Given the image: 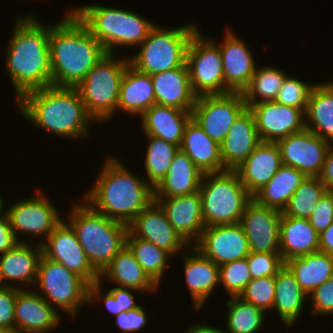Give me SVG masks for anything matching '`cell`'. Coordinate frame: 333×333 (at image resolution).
<instances>
[{
  "instance_id": "6da1fadb",
  "label": "cell",
  "mask_w": 333,
  "mask_h": 333,
  "mask_svg": "<svg viewBox=\"0 0 333 333\" xmlns=\"http://www.w3.org/2000/svg\"><path fill=\"white\" fill-rule=\"evenodd\" d=\"M6 49V68L17 101L25 94L52 85L49 35L51 26H43L33 14L16 19Z\"/></svg>"
},
{
  "instance_id": "7a4b0ae2",
  "label": "cell",
  "mask_w": 333,
  "mask_h": 333,
  "mask_svg": "<svg viewBox=\"0 0 333 333\" xmlns=\"http://www.w3.org/2000/svg\"><path fill=\"white\" fill-rule=\"evenodd\" d=\"M103 170L83 201L111 220L129 225L155 201V189L107 154ZM112 157V158H111Z\"/></svg>"
},
{
  "instance_id": "3957f363",
  "label": "cell",
  "mask_w": 333,
  "mask_h": 333,
  "mask_svg": "<svg viewBox=\"0 0 333 333\" xmlns=\"http://www.w3.org/2000/svg\"><path fill=\"white\" fill-rule=\"evenodd\" d=\"M52 85L76 87L107 54L102 44L70 10L51 26L49 35Z\"/></svg>"
},
{
  "instance_id": "277c9868",
  "label": "cell",
  "mask_w": 333,
  "mask_h": 333,
  "mask_svg": "<svg viewBox=\"0 0 333 333\" xmlns=\"http://www.w3.org/2000/svg\"><path fill=\"white\" fill-rule=\"evenodd\" d=\"M19 111L36 126L64 138H85L90 120L85 105L74 87L48 86L25 94Z\"/></svg>"
},
{
  "instance_id": "5b68a950",
  "label": "cell",
  "mask_w": 333,
  "mask_h": 333,
  "mask_svg": "<svg viewBox=\"0 0 333 333\" xmlns=\"http://www.w3.org/2000/svg\"><path fill=\"white\" fill-rule=\"evenodd\" d=\"M70 213L66 222L92 267L101 274L126 245L128 226L94 211L86 202L74 204Z\"/></svg>"
},
{
  "instance_id": "8992f818",
  "label": "cell",
  "mask_w": 333,
  "mask_h": 333,
  "mask_svg": "<svg viewBox=\"0 0 333 333\" xmlns=\"http://www.w3.org/2000/svg\"><path fill=\"white\" fill-rule=\"evenodd\" d=\"M71 11L102 44L105 51L112 54L117 45H141L156 25L134 12L107 6L86 5L71 8Z\"/></svg>"
},
{
  "instance_id": "52a82bcc",
  "label": "cell",
  "mask_w": 333,
  "mask_h": 333,
  "mask_svg": "<svg viewBox=\"0 0 333 333\" xmlns=\"http://www.w3.org/2000/svg\"><path fill=\"white\" fill-rule=\"evenodd\" d=\"M199 193L205 226L240 223L253 199L234 170L204 174Z\"/></svg>"
},
{
  "instance_id": "ba28073f",
  "label": "cell",
  "mask_w": 333,
  "mask_h": 333,
  "mask_svg": "<svg viewBox=\"0 0 333 333\" xmlns=\"http://www.w3.org/2000/svg\"><path fill=\"white\" fill-rule=\"evenodd\" d=\"M114 56L107 53L75 87L94 122L111 119L118 108L120 84L129 59Z\"/></svg>"
},
{
  "instance_id": "9c48e42d",
  "label": "cell",
  "mask_w": 333,
  "mask_h": 333,
  "mask_svg": "<svg viewBox=\"0 0 333 333\" xmlns=\"http://www.w3.org/2000/svg\"><path fill=\"white\" fill-rule=\"evenodd\" d=\"M197 30L196 24L169 30L155 25L129 64L149 75L182 67L186 64L190 39Z\"/></svg>"
},
{
  "instance_id": "30bf717a",
  "label": "cell",
  "mask_w": 333,
  "mask_h": 333,
  "mask_svg": "<svg viewBox=\"0 0 333 333\" xmlns=\"http://www.w3.org/2000/svg\"><path fill=\"white\" fill-rule=\"evenodd\" d=\"M36 288L51 306L52 303L74 317L82 304L89 303V284L64 265L43 254L38 264ZM38 285V287H37ZM44 292V295H42ZM78 308V309H77Z\"/></svg>"
},
{
  "instance_id": "8fae6325",
  "label": "cell",
  "mask_w": 333,
  "mask_h": 333,
  "mask_svg": "<svg viewBox=\"0 0 333 333\" xmlns=\"http://www.w3.org/2000/svg\"><path fill=\"white\" fill-rule=\"evenodd\" d=\"M186 64L196 97L225 94L223 63L219 45L204 38L199 29L190 39Z\"/></svg>"
},
{
  "instance_id": "7c38bea8",
  "label": "cell",
  "mask_w": 333,
  "mask_h": 333,
  "mask_svg": "<svg viewBox=\"0 0 333 333\" xmlns=\"http://www.w3.org/2000/svg\"><path fill=\"white\" fill-rule=\"evenodd\" d=\"M42 254L73 271L89 284V303L101 299L100 274L92 267L72 227L62 221L53 232L40 242Z\"/></svg>"
},
{
  "instance_id": "4fadbf2b",
  "label": "cell",
  "mask_w": 333,
  "mask_h": 333,
  "mask_svg": "<svg viewBox=\"0 0 333 333\" xmlns=\"http://www.w3.org/2000/svg\"><path fill=\"white\" fill-rule=\"evenodd\" d=\"M246 108L242 93L200 96L192 109V119L220 145L233 122Z\"/></svg>"
},
{
  "instance_id": "5bb4252c",
  "label": "cell",
  "mask_w": 333,
  "mask_h": 333,
  "mask_svg": "<svg viewBox=\"0 0 333 333\" xmlns=\"http://www.w3.org/2000/svg\"><path fill=\"white\" fill-rule=\"evenodd\" d=\"M276 143L280 148L282 164L301 171L306 177L319 176L326 153L333 146L307 128Z\"/></svg>"
},
{
  "instance_id": "9a60e30c",
  "label": "cell",
  "mask_w": 333,
  "mask_h": 333,
  "mask_svg": "<svg viewBox=\"0 0 333 333\" xmlns=\"http://www.w3.org/2000/svg\"><path fill=\"white\" fill-rule=\"evenodd\" d=\"M36 197L17 201L6 210L15 237L19 233L47 237L64 220L55 205L37 189ZM19 232V233H18Z\"/></svg>"
},
{
  "instance_id": "2e32d148",
  "label": "cell",
  "mask_w": 333,
  "mask_h": 333,
  "mask_svg": "<svg viewBox=\"0 0 333 333\" xmlns=\"http://www.w3.org/2000/svg\"><path fill=\"white\" fill-rule=\"evenodd\" d=\"M192 246L218 266L246 258L251 252L240 223L206 226Z\"/></svg>"
},
{
  "instance_id": "e0dca14e",
  "label": "cell",
  "mask_w": 333,
  "mask_h": 333,
  "mask_svg": "<svg viewBox=\"0 0 333 333\" xmlns=\"http://www.w3.org/2000/svg\"><path fill=\"white\" fill-rule=\"evenodd\" d=\"M281 215V211L260 205L254 199L246 205L240 225L251 252L280 253Z\"/></svg>"
},
{
  "instance_id": "ac0fdd59",
  "label": "cell",
  "mask_w": 333,
  "mask_h": 333,
  "mask_svg": "<svg viewBox=\"0 0 333 333\" xmlns=\"http://www.w3.org/2000/svg\"><path fill=\"white\" fill-rule=\"evenodd\" d=\"M253 112L258 135L263 142H277L306 128L305 112L275 101L247 104Z\"/></svg>"
},
{
  "instance_id": "d6986e66",
  "label": "cell",
  "mask_w": 333,
  "mask_h": 333,
  "mask_svg": "<svg viewBox=\"0 0 333 333\" xmlns=\"http://www.w3.org/2000/svg\"><path fill=\"white\" fill-rule=\"evenodd\" d=\"M175 231L192 247L206 227L199 191L179 197H155ZM191 242V243H189Z\"/></svg>"
},
{
  "instance_id": "ffe728a7",
  "label": "cell",
  "mask_w": 333,
  "mask_h": 333,
  "mask_svg": "<svg viewBox=\"0 0 333 333\" xmlns=\"http://www.w3.org/2000/svg\"><path fill=\"white\" fill-rule=\"evenodd\" d=\"M128 231L137 238L154 243L171 255L189 246L175 231L155 201L134 218L128 225Z\"/></svg>"
},
{
  "instance_id": "44dd1931",
  "label": "cell",
  "mask_w": 333,
  "mask_h": 333,
  "mask_svg": "<svg viewBox=\"0 0 333 333\" xmlns=\"http://www.w3.org/2000/svg\"><path fill=\"white\" fill-rule=\"evenodd\" d=\"M223 43L219 45L223 63L225 94L230 92L242 93L248 86L256 64L251 51L242 39L238 38L230 28L225 32Z\"/></svg>"
},
{
  "instance_id": "7402d4cb",
  "label": "cell",
  "mask_w": 333,
  "mask_h": 333,
  "mask_svg": "<svg viewBox=\"0 0 333 333\" xmlns=\"http://www.w3.org/2000/svg\"><path fill=\"white\" fill-rule=\"evenodd\" d=\"M57 308H53L39 292L20 289L15 299V332L47 333L59 325Z\"/></svg>"
},
{
  "instance_id": "603a6c76",
  "label": "cell",
  "mask_w": 333,
  "mask_h": 333,
  "mask_svg": "<svg viewBox=\"0 0 333 333\" xmlns=\"http://www.w3.org/2000/svg\"><path fill=\"white\" fill-rule=\"evenodd\" d=\"M253 112L247 107L233 122L220 144V155L226 170H235L261 143Z\"/></svg>"
},
{
  "instance_id": "cb8c5ba5",
  "label": "cell",
  "mask_w": 333,
  "mask_h": 333,
  "mask_svg": "<svg viewBox=\"0 0 333 333\" xmlns=\"http://www.w3.org/2000/svg\"><path fill=\"white\" fill-rule=\"evenodd\" d=\"M282 165L276 142H261L234 171L253 197L275 175Z\"/></svg>"
},
{
  "instance_id": "d4e9b609",
  "label": "cell",
  "mask_w": 333,
  "mask_h": 333,
  "mask_svg": "<svg viewBox=\"0 0 333 333\" xmlns=\"http://www.w3.org/2000/svg\"><path fill=\"white\" fill-rule=\"evenodd\" d=\"M150 76L156 104L192 111L197 97L191 88L187 64Z\"/></svg>"
},
{
  "instance_id": "484cf974",
  "label": "cell",
  "mask_w": 333,
  "mask_h": 333,
  "mask_svg": "<svg viewBox=\"0 0 333 333\" xmlns=\"http://www.w3.org/2000/svg\"><path fill=\"white\" fill-rule=\"evenodd\" d=\"M141 118L145 135L163 139L180 148L185 127L192 118V111L154 104Z\"/></svg>"
},
{
  "instance_id": "4316f807",
  "label": "cell",
  "mask_w": 333,
  "mask_h": 333,
  "mask_svg": "<svg viewBox=\"0 0 333 333\" xmlns=\"http://www.w3.org/2000/svg\"><path fill=\"white\" fill-rule=\"evenodd\" d=\"M37 245L35 247L28 242H18L9 251L0 255V279L4 286H13L9 284L11 281L35 286L38 264L42 255V246L40 243ZM5 280L9 281L7 285Z\"/></svg>"
},
{
  "instance_id": "83f0119b",
  "label": "cell",
  "mask_w": 333,
  "mask_h": 333,
  "mask_svg": "<svg viewBox=\"0 0 333 333\" xmlns=\"http://www.w3.org/2000/svg\"><path fill=\"white\" fill-rule=\"evenodd\" d=\"M180 150L203 174L226 171L220 155V145L211 139L192 118L187 123Z\"/></svg>"
},
{
  "instance_id": "f1b7e54d",
  "label": "cell",
  "mask_w": 333,
  "mask_h": 333,
  "mask_svg": "<svg viewBox=\"0 0 333 333\" xmlns=\"http://www.w3.org/2000/svg\"><path fill=\"white\" fill-rule=\"evenodd\" d=\"M280 255L283 261L319 251V234L308 219L281 215Z\"/></svg>"
},
{
  "instance_id": "f546056e",
  "label": "cell",
  "mask_w": 333,
  "mask_h": 333,
  "mask_svg": "<svg viewBox=\"0 0 333 333\" xmlns=\"http://www.w3.org/2000/svg\"><path fill=\"white\" fill-rule=\"evenodd\" d=\"M193 255H183L185 282L197 310L202 308L219 282V266L196 248Z\"/></svg>"
},
{
  "instance_id": "4dcf8cb0",
  "label": "cell",
  "mask_w": 333,
  "mask_h": 333,
  "mask_svg": "<svg viewBox=\"0 0 333 333\" xmlns=\"http://www.w3.org/2000/svg\"><path fill=\"white\" fill-rule=\"evenodd\" d=\"M203 173L180 149L165 178L155 188V197H179L198 192Z\"/></svg>"
},
{
  "instance_id": "1f68e13d",
  "label": "cell",
  "mask_w": 333,
  "mask_h": 333,
  "mask_svg": "<svg viewBox=\"0 0 333 333\" xmlns=\"http://www.w3.org/2000/svg\"><path fill=\"white\" fill-rule=\"evenodd\" d=\"M154 104L156 97L151 76L128 64L120 84L117 109L141 116Z\"/></svg>"
},
{
  "instance_id": "d6a6232c",
  "label": "cell",
  "mask_w": 333,
  "mask_h": 333,
  "mask_svg": "<svg viewBox=\"0 0 333 333\" xmlns=\"http://www.w3.org/2000/svg\"><path fill=\"white\" fill-rule=\"evenodd\" d=\"M104 277L119 287L132 288L140 292L156 291L159 287L144 271L126 245L101 272L100 280L102 281Z\"/></svg>"
},
{
  "instance_id": "836d02e7",
  "label": "cell",
  "mask_w": 333,
  "mask_h": 333,
  "mask_svg": "<svg viewBox=\"0 0 333 333\" xmlns=\"http://www.w3.org/2000/svg\"><path fill=\"white\" fill-rule=\"evenodd\" d=\"M305 117L307 129L333 144V82L314 84Z\"/></svg>"
},
{
  "instance_id": "e575fe53",
  "label": "cell",
  "mask_w": 333,
  "mask_h": 333,
  "mask_svg": "<svg viewBox=\"0 0 333 333\" xmlns=\"http://www.w3.org/2000/svg\"><path fill=\"white\" fill-rule=\"evenodd\" d=\"M297 283L309 296L317 287L333 276V255L315 252L285 261Z\"/></svg>"
},
{
  "instance_id": "d590c367",
  "label": "cell",
  "mask_w": 333,
  "mask_h": 333,
  "mask_svg": "<svg viewBox=\"0 0 333 333\" xmlns=\"http://www.w3.org/2000/svg\"><path fill=\"white\" fill-rule=\"evenodd\" d=\"M275 283V298L272 309H276L281 321L287 327L292 326L302 313L308 295L285 265L275 275Z\"/></svg>"
},
{
  "instance_id": "8d00e7d4",
  "label": "cell",
  "mask_w": 333,
  "mask_h": 333,
  "mask_svg": "<svg viewBox=\"0 0 333 333\" xmlns=\"http://www.w3.org/2000/svg\"><path fill=\"white\" fill-rule=\"evenodd\" d=\"M307 177L299 170L282 164L270 181L254 196L260 205L283 211L289 199Z\"/></svg>"
},
{
  "instance_id": "74e56055",
  "label": "cell",
  "mask_w": 333,
  "mask_h": 333,
  "mask_svg": "<svg viewBox=\"0 0 333 333\" xmlns=\"http://www.w3.org/2000/svg\"><path fill=\"white\" fill-rule=\"evenodd\" d=\"M126 246L148 276L159 285L168 266V258L172 257L171 254L150 241L133 236L129 231Z\"/></svg>"
},
{
  "instance_id": "f35d334b",
  "label": "cell",
  "mask_w": 333,
  "mask_h": 333,
  "mask_svg": "<svg viewBox=\"0 0 333 333\" xmlns=\"http://www.w3.org/2000/svg\"><path fill=\"white\" fill-rule=\"evenodd\" d=\"M148 147L144 161L148 183L155 189L168 173L169 166L179 147L163 139L146 135Z\"/></svg>"
},
{
  "instance_id": "ab89813d",
  "label": "cell",
  "mask_w": 333,
  "mask_h": 333,
  "mask_svg": "<svg viewBox=\"0 0 333 333\" xmlns=\"http://www.w3.org/2000/svg\"><path fill=\"white\" fill-rule=\"evenodd\" d=\"M286 76L282 70L274 67L256 68L248 86L242 92L246 104L274 101Z\"/></svg>"
},
{
  "instance_id": "60d3db41",
  "label": "cell",
  "mask_w": 333,
  "mask_h": 333,
  "mask_svg": "<svg viewBox=\"0 0 333 333\" xmlns=\"http://www.w3.org/2000/svg\"><path fill=\"white\" fill-rule=\"evenodd\" d=\"M226 302V325L230 333H258L264 323V311L239 296H231Z\"/></svg>"
},
{
  "instance_id": "b9f144b4",
  "label": "cell",
  "mask_w": 333,
  "mask_h": 333,
  "mask_svg": "<svg viewBox=\"0 0 333 333\" xmlns=\"http://www.w3.org/2000/svg\"><path fill=\"white\" fill-rule=\"evenodd\" d=\"M325 192L326 187L318 177H307L291 196L282 214L309 219Z\"/></svg>"
},
{
  "instance_id": "7bdbcfd3",
  "label": "cell",
  "mask_w": 333,
  "mask_h": 333,
  "mask_svg": "<svg viewBox=\"0 0 333 333\" xmlns=\"http://www.w3.org/2000/svg\"><path fill=\"white\" fill-rule=\"evenodd\" d=\"M252 280L247 257L219 266V283L230 296H239Z\"/></svg>"
},
{
  "instance_id": "ee69618b",
  "label": "cell",
  "mask_w": 333,
  "mask_h": 333,
  "mask_svg": "<svg viewBox=\"0 0 333 333\" xmlns=\"http://www.w3.org/2000/svg\"><path fill=\"white\" fill-rule=\"evenodd\" d=\"M275 284V276L252 279L239 297L265 312L273 307Z\"/></svg>"
},
{
  "instance_id": "f6af8a7d",
  "label": "cell",
  "mask_w": 333,
  "mask_h": 333,
  "mask_svg": "<svg viewBox=\"0 0 333 333\" xmlns=\"http://www.w3.org/2000/svg\"><path fill=\"white\" fill-rule=\"evenodd\" d=\"M313 86L314 84L304 83L297 78L287 75L274 101L282 105L301 109L305 112Z\"/></svg>"
},
{
  "instance_id": "bcb514c9",
  "label": "cell",
  "mask_w": 333,
  "mask_h": 333,
  "mask_svg": "<svg viewBox=\"0 0 333 333\" xmlns=\"http://www.w3.org/2000/svg\"><path fill=\"white\" fill-rule=\"evenodd\" d=\"M247 260L252 279L275 276L285 265L280 253L250 252Z\"/></svg>"
},
{
  "instance_id": "7dc6e473",
  "label": "cell",
  "mask_w": 333,
  "mask_h": 333,
  "mask_svg": "<svg viewBox=\"0 0 333 333\" xmlns=\"http://www.w3.org/2000/svg\"><path fill=\"white\" fill-rule=\"evenodd\" d=\"M20 289L15 284L0 289V328L15 331V299Z\"/></svg>"
},
{
  "instance_id": "c3c4849f",
  "label": "cell",
  "mask_w": 333,
  "mask_h": 333,
  "mask_svg": "<svg viewBox=\"0 0 333 333\" xmlns=\"http://www.w3.org/2000/svg\"><path fill=\"white\" fill-rule=\"evenodd\" d=\"M310 295L313 308L311 314H333V276L317 287Z\"/></svg>"
},
{
  "instance_id": "681fc988",
  "label": "cell",
  "mask_w": 333,
  "mask_h": 333,
  "mask_svg": "<svg viewBox=\"0 0 333 333\" xmlns=\"http://www.w3.org/2000/svg\"><path fill=\"white\" fill-rule=\"evenodd\" d=\"M308 221L318 234L325 231L333 223V200L327 192L319 200Z\"/></svg>"
},
{
  "instance_id": "f907efd6",
  "label": "cell",
  "mask_w": 333,
  "mask_h": 333,
  "mask_svg": "<svg viewBox=\"0 0 333 333\" xmlns=\"http://www.w3.org/2000/svg\"><path fill=\"white\" fill-rule=\"evenodd\" d=\"M116 326L123 332L131 333L141 330L147 323V315L142 306L136 307L128 312H121L115 316Z\"/></svg>"
},
{
  "instance_id": "816d5d0a",
  "label": "cell",
  "mask_w": 333,
  "mask_h": 333,
  "mask_svg": "<svg viewBox=\"0 0 333 333\" xmlns=\"http://www.w3.org/2000/svg\"><path fill=\"white\" fill-rule=\"evenodd\" d=\"M15 237L13 233L7 214L0 218V255L9 251L13 248L18 242H25Z\"/></svg>"
},
{
  "instance_id": "f5cc1de1",
  "label": "cell",
  "mask_w": 333,
  "mask_h": 333,
  "mask_svg": "<svg viewBox=\"0 0 333 333\" xmlns=\"http://www.w3.org/2000/svg\"><path fill=\"white\" fill-rule=\"evenodd\" d=\"M132 291L138 290L119 286L109 290V292L114 296L115 300L118 301L119 311L128 312L129 310L140 306L135 304V298L132 294Z\"/></svg>"
},
{
  "instance_id": "db71d44e",
  "label": "cell",
  "mask_w": 333,
  "mask_h": 333,
  "mask_svg": "<svg viewBox=\"0 0 333 333\" xmlns=\"http://www.w3.org/2000/svg\"><path fill=\"white\" fill-rule=\"evenodd\" d=\"M325 187L333 185V147L331 146L326 153L322 170L318 176Z\"/></svg>"
},
{
  "instance_id": "11a10c76",
  "label": "cell",
  "mask_w": 333,
  "mask_h": 333,
  "mask_svg": "<svg viewBox=\"0 0 333 333\" xmlns=\"http://www.w3.org/2000/svg\"><path fill=\"white\" fill-rule=\"evenodd\" d=\"M319 251L333 255V223L319 234Z\"/></svg>"
},
{
  "instance_id": "9f6ffc18",
  "label": "cell",
  "mask_w": 333,
  "mask_h": 333,
  "mask_svg": "<svg viewBox=\"0 0 333 333\" xmlns=\"http://www.w3.org/2000/svg\"><path fill=\"white\" fill-rule=\"evenodd\" d=\"M103 298L106 309L114 316H118L122 312L119 311L118 301L115 300L114 296L109 291L103 295Z\"/></svg>"
},
{
  "instance_id": "6f0895ef",
  "label": "cell",
  "mask_w": 333,
  "mask_h": 333,
  "mask_svg": "<svg viewBox=\"0 0 333 333\" xmlns=\"http://www.w3.org/2000/svg\"><path fill=\"white\" fill-rule=\"evenodd\" d=\"M186 333H226L224 330H221L220 328H216L213 326H208L203 324H196L193 325L186 331Z\"/></svg>"
},
{
  "instance_id": "680465c9",
  "label": "cell",
  "mask_w": 333,
  "mask_h": 333,
  "mask_svg": "<svg viewBox=\"0 0 333 333\" xmlns=\"http://www.w3.org/2000/svg\"><path fill=\"white\" fill-rule=\"evenodd\" d=\"M3 197H1L0 195V218H2L5 214H6V210H4V212H2L3 210Z\"/></svg>"
},
{
  "instance_id": "91938a15",
  "label": "cell",
  "mask_w": 333,
  "mask_h": 333,
  "mask_svg": "<svg viewBox=\"0 0 333 333\" xmlns=\"http://www.w3.org/2000/svg\"><path fill=\"white\" fill-rule=\"evenodd\" d=\"M326 192L330 195L331 199L333 200V185L326 187Z\"/></svg>"
},
{
  "instance_id": "94428289",
  "label": "cell",
  "mask_w": 333,
  "mask_h": 333,
  "mask_svg": "<svg viewBox=\"0 0 333 333\" xmlns=\"http://www.w3.org/2000/svg\"><path fill=\"white\" fill-rule=\"evenodd\" d=\"M0 333H16V332L6 328H0Z\"/></svg>"
},
{
  "instance_id": "6125c7cd",
  "label": "cell",
  "mask_w": 333,
  "mask_h": 333,
  "mask_svg": "<svg viewBox=\"0 0 333 333\" xmlns=\"http://www.w3.org/2000/svg\"><path fill=\"white\" fill-rule=\"evenodd\" d=\"M3 287H4V285L2 284L1 279H0V289H2Z\"/></svg>"
}]
</instances>
